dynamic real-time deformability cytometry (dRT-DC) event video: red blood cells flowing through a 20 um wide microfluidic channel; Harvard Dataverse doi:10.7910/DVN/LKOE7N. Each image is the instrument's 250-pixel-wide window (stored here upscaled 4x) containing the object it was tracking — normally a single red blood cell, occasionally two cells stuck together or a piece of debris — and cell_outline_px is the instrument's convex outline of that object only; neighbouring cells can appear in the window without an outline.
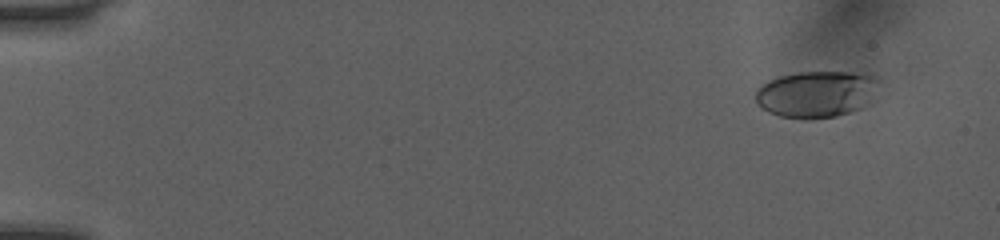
{"species": "human", "species_latin": "Homo sapiens", "temperature_condition": "room temperature", "stored_images_in_passage": 52, "camera_frame_rate_fps": 3000, "um_per_image_px": 0.085, "donor": {"sex": "female"}, "frame": {"image": 1, "passage_image": 5, "time_ms": 1.333, "image_size_px": [1000, 240], "cell_outline_px": [[880, 80], [860, 108], [836, 116], [780, 116], [768, 112], [760, 108], [756, 104], [756, 88], [768, 80], [780, 76], [796, 72], [848, 72], [872, 76]], "centroid_in_image_um": [69.27, 7.95], "position_along_channel_um": 15.7, "area_um2": 32.25}}
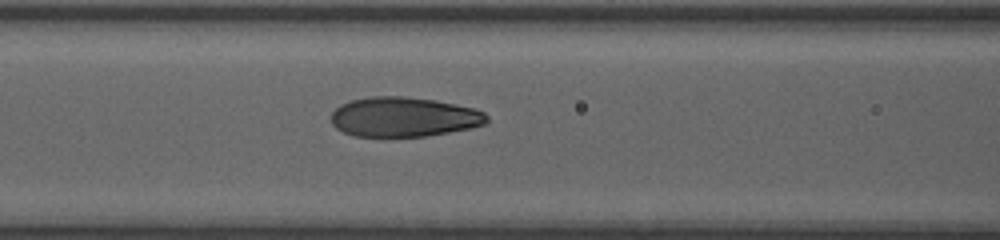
{"frame": {"image": 2, "passage_image": 24, "time_ms": 7.667, "image_size_px": [1000, 240], "cell_outline_px": [[488, 120], [484, 124], [472, 128], [428, 136], [352, 136], [336, 128], [332, 124], [332, 112], [340, 104], [352, 100], [372, 96], [404, 96], [436, 100], [476, 108], [484, 112], [488, 116]], "centroid_in_image_um": [34.35, 9.94], "position_along_channel_um": 132.3, "area_um2": 36.18}}
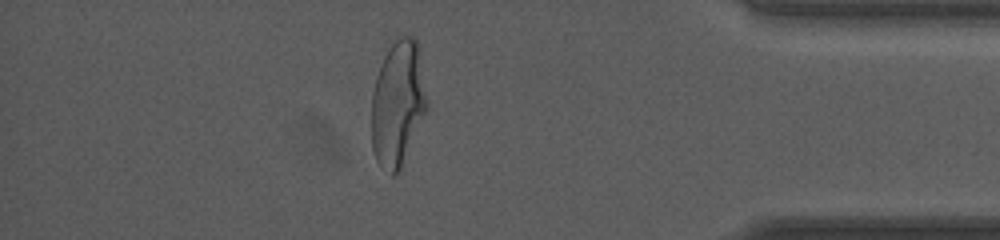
{"frame": {"image": 3, "passage_image": 46, "time_ms": 15.0, "image_size_px": [1000, 240], "cell_outline_px": [[428, 108], [400, 172], [392, 176], [376, 160], [372, 148], [372, 92], [376, 76], [388, 40], [400, 36], [416, 36], [428, 100]], "centroid_in_image_um": [33.82, 8.74], "position_along_channel_um": 401.4, "area_um2": 41.44}, "authors_computed_cell_mechanics": {"area_um2": 36.1828, "velocity_mm_per_s": 4.0829, "shape_relaxation_time_tau1_ms": 3.8436, "shape_relaxation_time_tau2_ms": 0.7192, "deformation_change_tau1": 0.1906, "deformation_change_tau2": 0.0558}}